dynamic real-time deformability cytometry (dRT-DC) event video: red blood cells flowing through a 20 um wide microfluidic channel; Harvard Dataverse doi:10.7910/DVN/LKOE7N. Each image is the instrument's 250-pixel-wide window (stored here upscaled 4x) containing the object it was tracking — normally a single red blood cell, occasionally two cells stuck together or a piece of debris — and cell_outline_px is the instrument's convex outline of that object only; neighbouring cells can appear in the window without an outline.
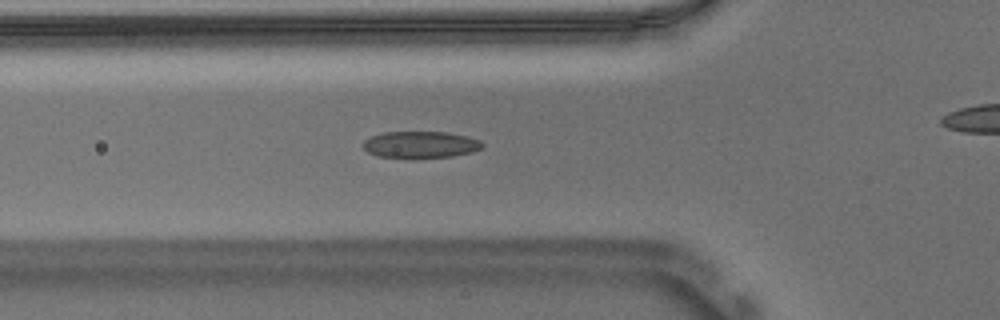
{"species": "Egyptian fruit bat (a non-hibernating species)", "species_latin": "Rousettus aegyptiacus", "temperature_condition": "warm", "stored_images_in_passage": 28, "camera_frame_rate_fps": 3000, "um_per_image_px": 0.085, "animal": {"sex": "male"}, "frame": {"image": 1, "passage_image": 2, "time_ms": 0.333, "image_size_px": [1000, 320], "cell_outline_px": [[484, 144], [480, 148], [472, 152], [452, 156], [412, 160], [380, 156], [368, 152], [360, 144], [364, 140], [372, 136], [384, 132], [448, 132], [468, 136], [480, 140]], "centroid_in_image_um": [35.73, 12.32], "position_along_channel_um": 90.1, "area_um2": 19.07}}
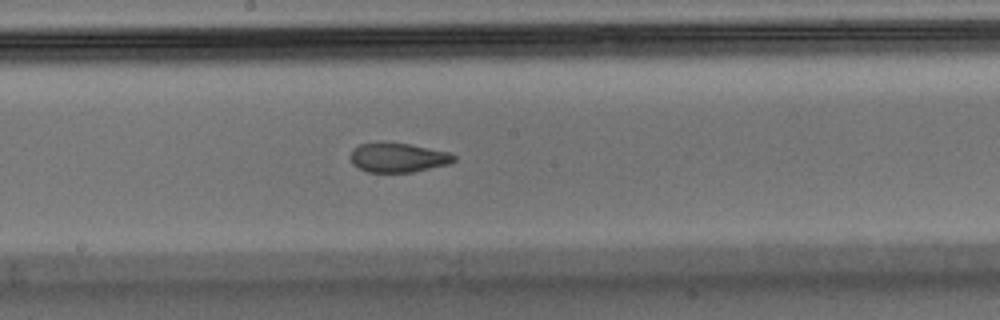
{"frame": {"image": 2, "passage_image": 12, "time_ms": 3.667, "image_size_px": [1000, 320], "cell_outline_px": [[456, 160], [448, 164], [412, 172], [368, 172], [352, 164], [352, 148], [360, 144], [380, 140], [408, 144], [452, 152], [456, 156]], "centroid_in_image_um": [33.84, 13.36], "position_along_channel_um": 214.4, "area_um2": 17.98}}
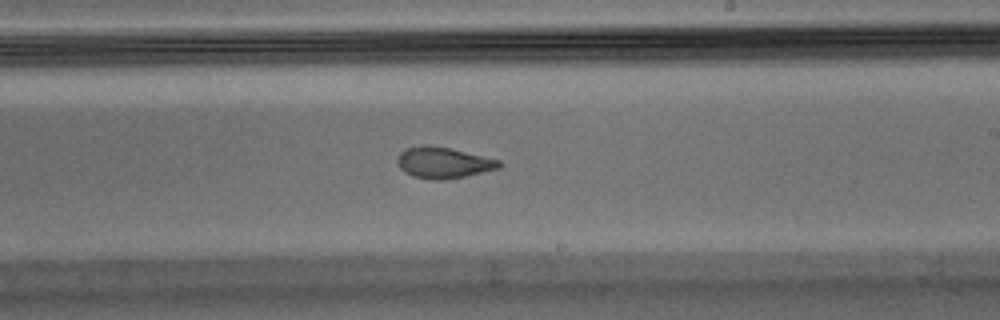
{"frame": {"image": 3, "passage_image": 15, "time_ms": 4.667, "image_size_px": [1000, 320], "cell_outline_px": [[504, 164], [500, 168], [464, 176], [444, 180], [432, 180], [412, 176], [404, 172], [400, 168], [396, 160], [400, 152], [404, 148], [420, 144], [424, 144], [452, 148], [500, 160]], "centroid_in_image_um": [37.67, 13.81], "position_along_channel_um": 251.3, "area_um2": 18.79}}